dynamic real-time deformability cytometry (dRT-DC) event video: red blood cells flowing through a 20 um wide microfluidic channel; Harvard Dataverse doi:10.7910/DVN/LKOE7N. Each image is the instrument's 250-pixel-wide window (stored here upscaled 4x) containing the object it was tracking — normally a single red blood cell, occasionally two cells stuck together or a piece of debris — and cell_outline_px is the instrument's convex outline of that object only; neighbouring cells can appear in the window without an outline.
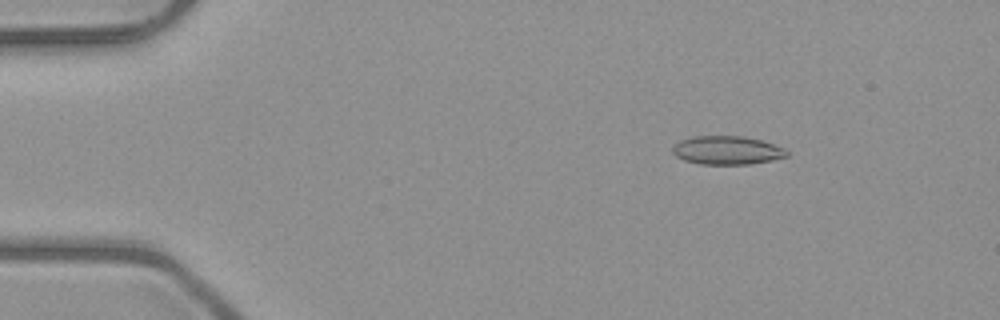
{"species": "common noctule bat (a hibernating species)", "species_latin": "Nyctalus noctula", "temperature_condition": "room temperature", "stored_images_in_passage": 52, "camera_frame_rate_fps": 3000, "um_per_image_px": 0.085, "animal": {"sex": "male", "body_mass_g": 23.1, "forearm_length_mm": 52.7}, "frame": {"image": 1, "passage_image": 8, "time_ms": 2.333, "image_size_px": [1000, 320], "cell_outline_px": [[788, 156], [772, 160], [752, 164], [700, 164], [684, 160], [676, 156], [672, 152], [672, 148], [680, 140], [696, 136], [744, 136], [760, 140], [784, 148], [788, 152]], "centroid_in_image_um": [61.8, 12.78], "position_along_channel_um": 23.2, "area_um2": 18.9}}
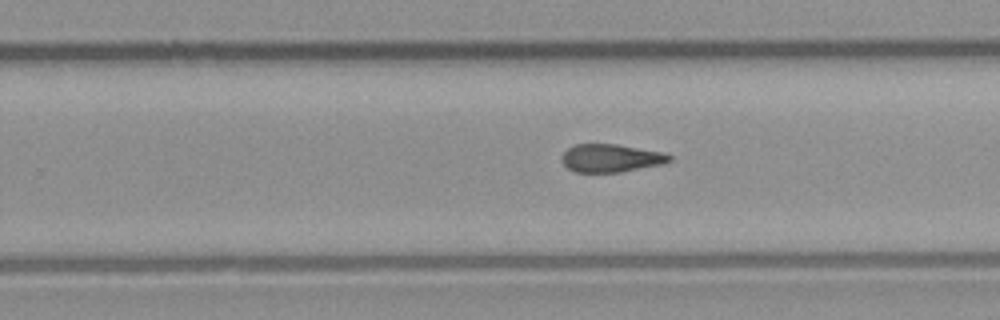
{"frame": {"image": 2, "passage_image": 33, "time_ms": 10.667, "image_size_px": [1000, 320], "cell_outline_px": [[672, 160], [660, 164], [620, 172], [576, 172], [568, 168], [564, 164], [564, 152], [568, 148], [576, 144], [616, 144], [664, 152], [672, 156]], "centroid_in_image_um": [51.96, 13.43], "position_along_channel_um": 277.8, "area_um2": 17.28}}
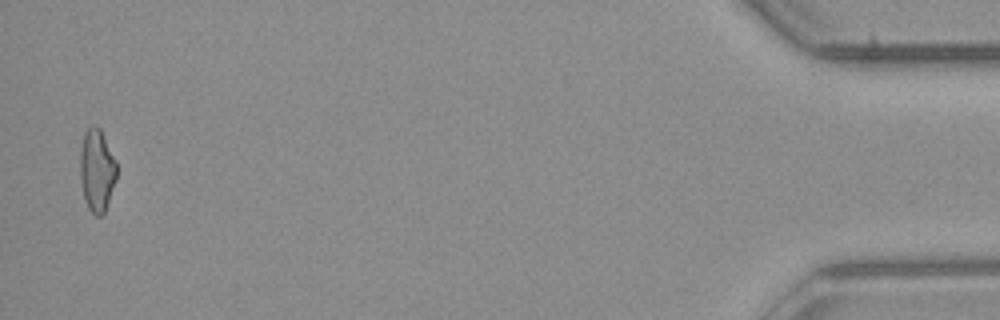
{"frame": {"image": 3, "passage_image": 51, "time_ms": 16.667, "image_size_px": [1000, 320], "cell_outline_px": [[116, 180], [104, 212], [100, 216], [96, 216], [88, 208], [84, 196], [80, 180], [80, 148], [84, 132], [92, 124], [96, 124], [100, 128], [116, 160]], "centroid_in_image_um": [8.22, 14.43], "position_along_channel_um": 427.0, "area_um2": 17.63}, "authors_computed_cell_mechanics": {"area_um2": 18.3515, "velocity_mm_per_s": 4.0363, "shape_relaxation_time_tau1_ms": null, "shape_relaxation_time_tau2_ms": 4.0639, "deformation_change_tau1": null, "deformation_change_tau2": 0.1333}}